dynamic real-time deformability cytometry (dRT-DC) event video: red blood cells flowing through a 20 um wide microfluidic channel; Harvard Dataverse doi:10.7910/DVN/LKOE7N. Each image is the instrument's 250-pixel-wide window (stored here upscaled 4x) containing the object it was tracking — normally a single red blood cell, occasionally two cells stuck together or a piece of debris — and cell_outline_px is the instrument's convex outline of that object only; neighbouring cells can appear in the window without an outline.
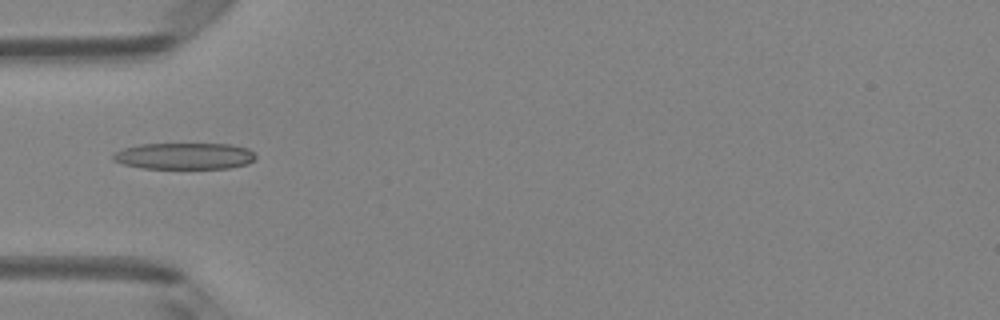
{"species": "Egyptian fruit bat (a non-hibernating species)", "species_latin": "Rousettus aegyptiacus", "temperature_condition": "room temperature", "stored_images_in_passage": 6, "camera_frame_rate_fps": 3000, "um_per_image_px": 0.085, "animal": {"sex": "female"}, "frame": {"image": 1, "passage_image": 5, "time_ms": 1.333, "image_size_px": [1000, 320], "cell_outline_px": [[256, 160], [248, 164], [228, 168], [144, 168], [120, 164], [112, 160], [112, 152], [124, 148], [140, 144], [232, 144], [248, 148], [256, 156]], "centroid_in_image_um": [15.66, 13.26], "position_along_channel_um": 69.3, "area_um2": 22.2}}
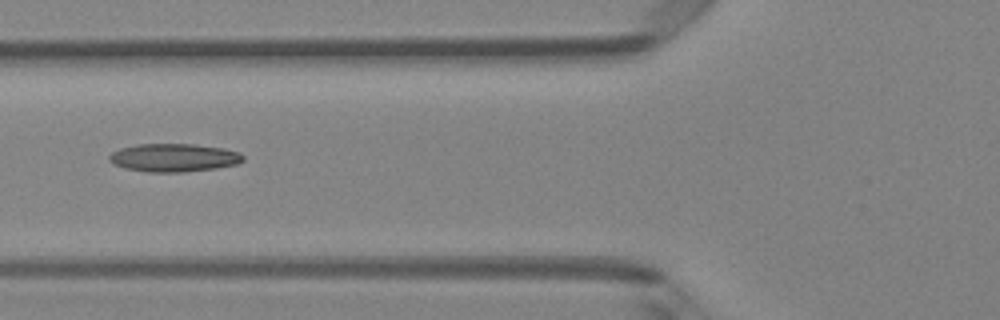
{"frame": {"image": 2, "passage_image": 6, "time_ms": 1.667, "image_size_px": [1000, 320], "cell_outline_px": [[244, 160], [236, 164], [216, 168], [184, 172], [148, 172], [124, 168], [112, 164], [108, 160], [108, 156], [112, 152], [120, 148], [136, 144], [196, 144], [224, 148], [240, 152], [244, 156]], "centroid_in_image_um": [14.76, 13.4], "position_along_channel_um": 111.0, "area_um2": 22.2}}